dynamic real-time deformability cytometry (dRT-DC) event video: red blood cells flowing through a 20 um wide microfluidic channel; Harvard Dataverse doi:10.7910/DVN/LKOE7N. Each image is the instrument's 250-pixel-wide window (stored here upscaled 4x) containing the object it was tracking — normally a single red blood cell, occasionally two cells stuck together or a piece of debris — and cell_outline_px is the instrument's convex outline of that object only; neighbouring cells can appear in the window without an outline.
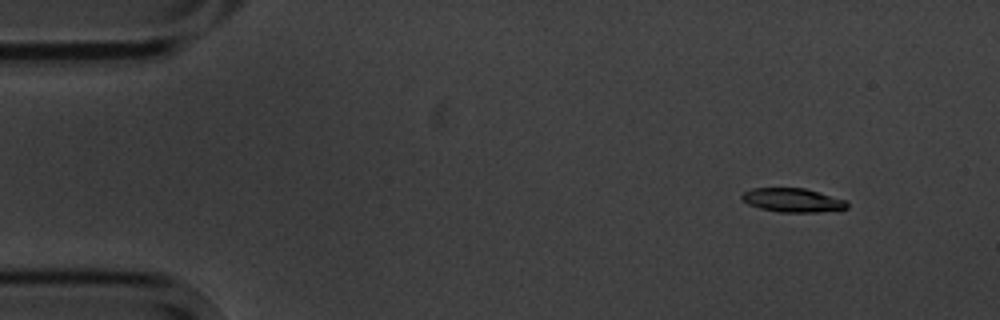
{"species": "common noctule bat (a hibernating species)", "species_latin": "Nyctalus noctula", "temperature_condition": "cold", "stored_images_in_passage": 4, "camera_frame_rate_fps": 3000, "um_per_image_px": 0.085, "animal": {"sex": "male", "body_mass_g": 20.1, "forearm_length_mm": 53.5}, "frame": {"image": 1, "passage_image": 1, "time_ms": 0.0, "image_size_px": [1000, 320], "cell_outline_px": [[848, 208], [816, 212], [780, 212], [760, 208], [748, 204], [740, 196], [744, 192], [752, 188], [804, 188], [848, 200]], "centroid_in_image_um": [67.39, 17.01], "position_along_channel_um": 17.6, "area_um2": 14.57}}
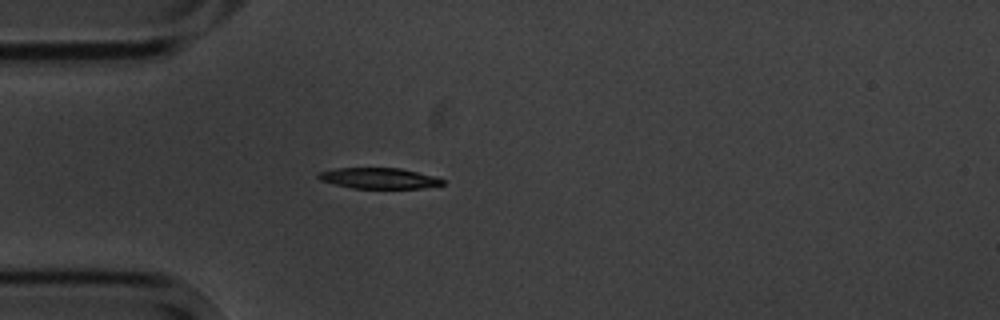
{"frame": {"image": 2, "passage_image": 4, "time_ms": 3.333, "image_size_px": [1000, 320], "cell_outline_px": [[444, 184], [424, 188], [352, 188], [320, 180], [316, 176], [320, 172], [336, 168], [400, 168], [432, 176], [444, 180]], "centroid_in_image_um": [32.19, 15.15], "position_along_channel_um": 52.8, "area_um2": 14.8}}